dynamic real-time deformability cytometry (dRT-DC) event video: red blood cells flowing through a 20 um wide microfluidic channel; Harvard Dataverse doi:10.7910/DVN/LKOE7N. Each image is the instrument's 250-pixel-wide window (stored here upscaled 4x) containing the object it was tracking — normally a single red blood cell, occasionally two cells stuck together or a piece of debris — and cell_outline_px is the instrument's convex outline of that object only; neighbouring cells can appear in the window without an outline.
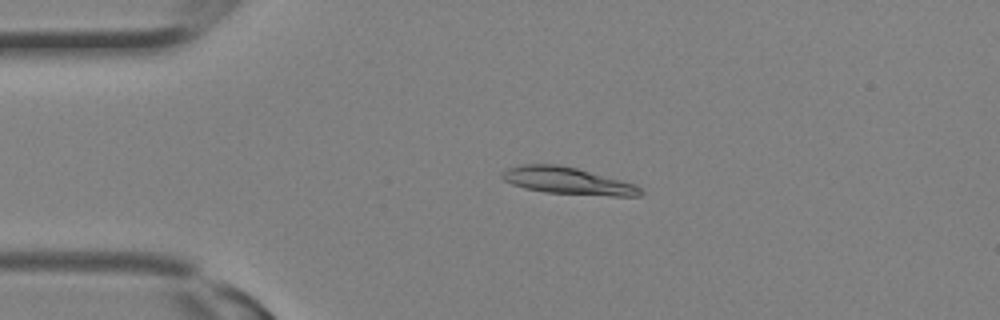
{"species": "Egyptian fruit bat (a non-hibernating species)", "species_latin": "Rousettus aegyptiacus", "temperature_condition": "room temperature", "stored_images_in_passage": 12, "camera_frame_rate_fps": 3000, "um_per_image_px": 0.085, "animal": {"sex": "female"}, "frame": {"image": 1, "passage_image": 6, "time_ms": 1.667, "image_size_px": [1000, 320], "cell_outline_px": [[644, 192], [640, 196], [612, 196], [544, 192], [524, 188], [512, 184], [504, 180], [500, 176], [500, 172], [508, 168], [520, 164], [560, 164], [576, 168], [636, 184]], "centroid_in_image_um": [48.23, 15.36], "position_along_channel_um": 36.8, "area_um2": 21.85}}
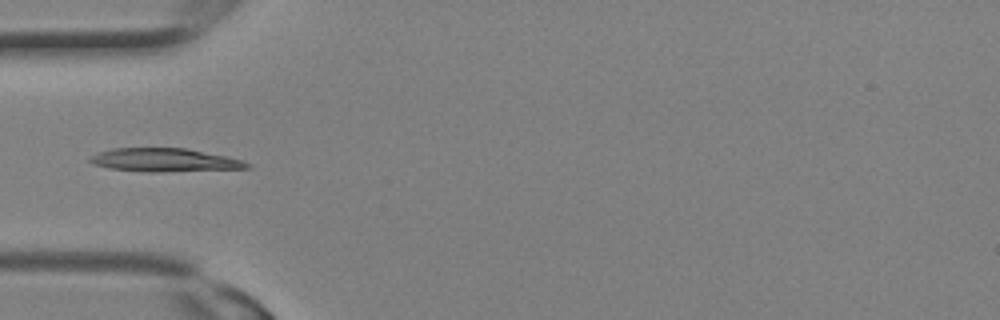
{"frame": {"image": 2, "passage_image": 9, "time_ms": 2.667, "image_size_px": [1000, 320], "cell_outline_px": [[252, 168], [160, 172], [148, 172], [108, 168], [92, 164], [88, 160], [92, 156], [100, 152], [112, 148], [188, 148], [244, 160], [252, 164]], "centroid_in_image_um": [14.04, 13.61], "position_along_channel_um": 71.0, "area_um2": 21.5}}
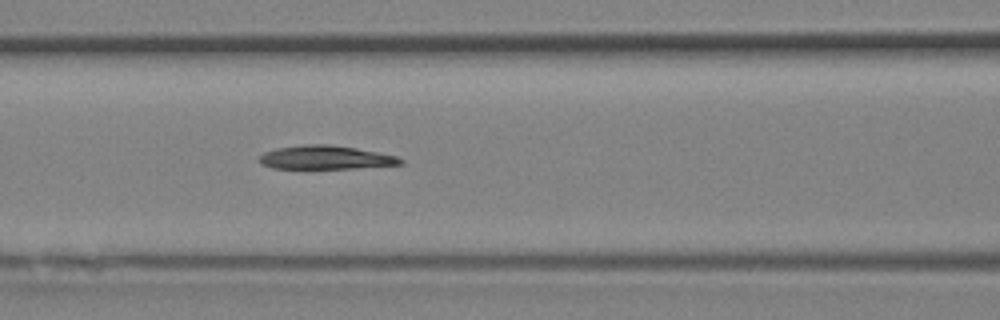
{"frame": {"image": 3, "passage_image": 12, "time_ms": 3.667, "image_size_px": [1000, 320], "cell_outline_px": [[404, 164], [356, 168], [272, 168], [260, 164], [256, 160], [264, 152], [276, 148], [304, 144], [324, 144], [356, 148], [396, 156], [404, 160]], "centroid_in_image_um": [27.63, 13.39], "position_along_channel_um": 139.0, "area_um2": 19.42}}